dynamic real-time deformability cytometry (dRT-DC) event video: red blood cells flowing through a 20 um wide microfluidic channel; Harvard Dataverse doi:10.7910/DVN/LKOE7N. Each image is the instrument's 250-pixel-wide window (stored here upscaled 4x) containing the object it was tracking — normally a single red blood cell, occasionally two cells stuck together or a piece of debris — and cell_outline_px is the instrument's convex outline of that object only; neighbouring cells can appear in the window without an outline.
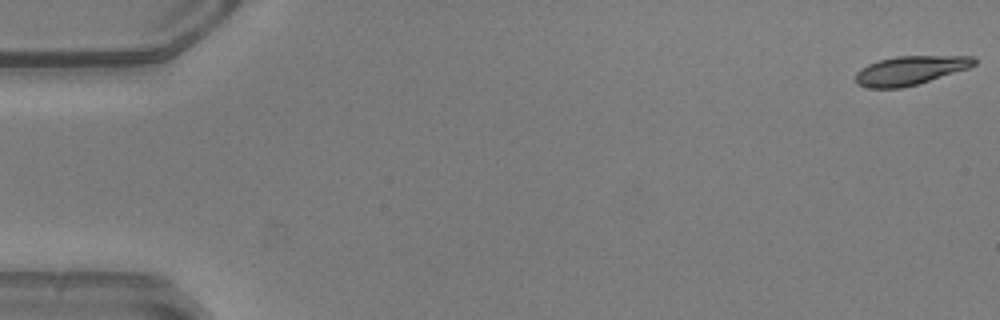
{"species": "common noctule bat (a hibernating species)", "species_latin": "Nyctalus noctula", "temperature_condition": "warm", "stored_images_in_passage": 52, "camera_frame_rate_fps": 3000, "um_per_image_px": 0.085, "animal": {"sex": "male", "body_mass_g": 20.5, "forearm_length_mm": 52.5}, "frame": {"image": 1, "passage_image": 1, "time_ms": 0.0, "image_size_px": [1000, 320], "cell_outline_px": [[976, 64], [968, 68], [916, 84], [900, 88], [868, 88], [856, 84], [856, 72], [860, 68], [868, 64], [880, 60], [896, 56], [972, 56], [976, 60]], "centroid_in_image_um": [77.33, 5.98], "position_along_channel_um": 7.7, "area_um2": 19.77}}
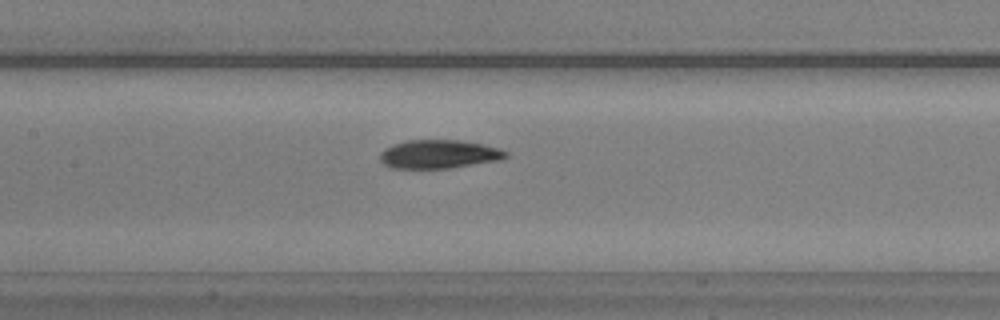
{"frame": {"image": 2, "passage_image": 25, "time_ms": 8.0, "image_size_px": [1000, 320], "cell_outline_px": [[508, 156], [500, 160], [448, 168], [392, 168], [384, 164], [380, 160], [380, 152], [384, 148], [392, 144], [408, 140], [460, 140], [484, 144], [500, 148], [508, 152]], "centroid_in_image_um": [37.31, 13.09], "position_along_channel_um": 170.1, "area_um2": 21.04}}
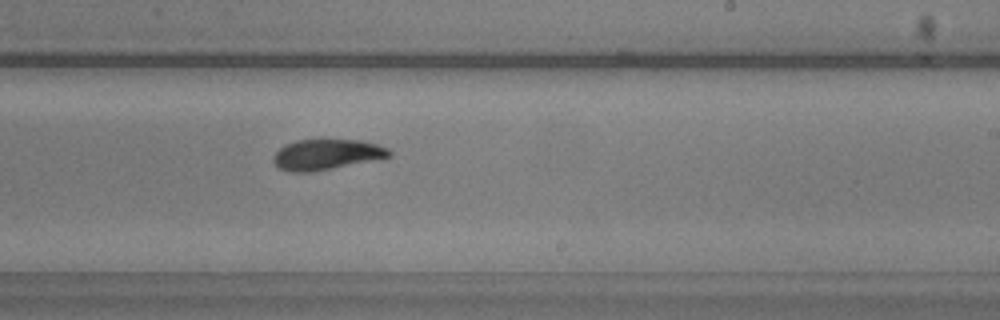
{"frame": {"image": 3, "passage_image": 32, "time_ms": 10.333, "image_size_px": [1000, 320], "cell_outline_px": [[392, 156], [384, 160], [312, 172], [288, 172], [276, 168], [272, 160], [272, 156], [284, 144], [296, 140], [320, 136], [360, 140], [376, 144], [388, 148], [392, 152]], "centroid_in_image_um": [27.79, 13.1], "position_along_channel_um": 261.2, "area_um2": 22.25}, "authors_computed_cell_mechanics": {"area_um2": 20.8658, "velocity_mm_per_s": 3.9198, "shape_relaxation_time_tau1_ms": 5.5613, "shape_relaxation_time_tau2_ms": 4.1976, "deformation_change_tau1": 0.1751, "deformation_change_tau2": 0.0835}}